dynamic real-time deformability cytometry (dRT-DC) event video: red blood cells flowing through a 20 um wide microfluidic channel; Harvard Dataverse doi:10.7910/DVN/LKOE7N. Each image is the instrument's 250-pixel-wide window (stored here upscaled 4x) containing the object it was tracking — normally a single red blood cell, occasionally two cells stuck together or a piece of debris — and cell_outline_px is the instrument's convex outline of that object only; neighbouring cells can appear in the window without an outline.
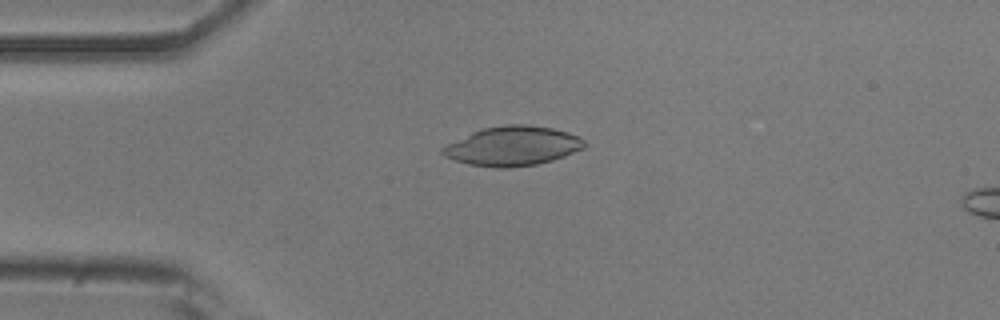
{"species": "common noctule bat (a hibernating species)", "species_latin": "Nyctalus noctula", "temperature_condition": "room temperature", "stored_images_in_passage": 14, "camera_frame_rate_fps": 3000, "um_per_image_px": 0.085, "animal": {"sex": "male", "body_mass_g": 20.5, "forearm_length_mm": 52.5}, "frame": {"image": 1, "passage_image": 10, "time_ms": 3.0, "image_size_px": [1000, 320], "cell_outline_px": [[584, 148], [564, 156], [552, 160], [536, 164], [508, 168], [496, 168], [468, 164], [444, 156], [440, 152], [440, 148], [472, 132], [484, 128], [504, 124], [528, 124], [552, 128], [568, 132], [580, 136], [584, 140]], "centroid_in_image_um": [43.58, 12.41], "position_along_channel_um": 41.4, "area_um2": 32.48}}